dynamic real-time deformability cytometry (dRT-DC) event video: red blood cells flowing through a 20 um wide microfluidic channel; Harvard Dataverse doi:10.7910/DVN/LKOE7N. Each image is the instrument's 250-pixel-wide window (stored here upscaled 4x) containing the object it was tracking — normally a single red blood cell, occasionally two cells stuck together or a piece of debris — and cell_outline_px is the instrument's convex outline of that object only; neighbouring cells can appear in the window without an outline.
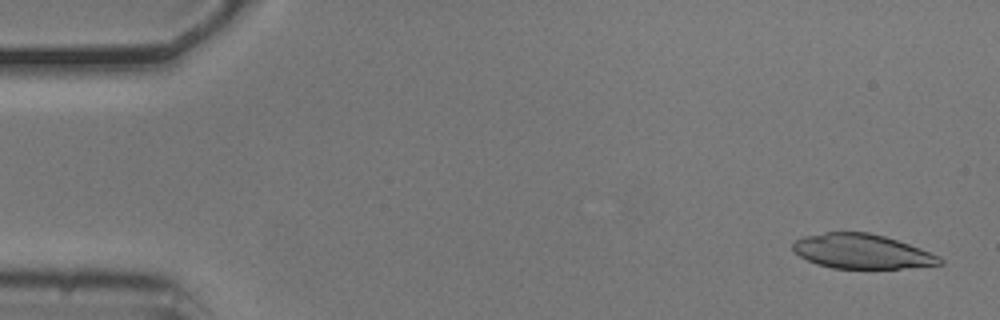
{"species": "common noctule bat (a hibernating species)", "species_latin": "Nyctalus noctula", "temperature_condition": "cold", "stored_images_in_passage": 38, "camera_frame_rate_fps": 3000, "um_per_image_px": 0.085, "animal": {"sex": "male", "body_mass_g": 20.5, "forearm_length_mm": 52.5}, "frame": {"image": 1, "passage_image": 2, "time_ms": 0.333, "image_size_px": [1000, 320], "cell_outline_px": [[944, 264], [900, 268], [832, 268], [816, 264], [800, 256], [792, 248], [792, 244], [796, 240], [804, 236], [824, 232], [868, 232], [884, 236], [920, 248], [940, 256], [944, 260]], "centroid_in_image_um": [73.26, 21.37], "position_along_channel_um": 11.7, "area_um2": 29.42}}